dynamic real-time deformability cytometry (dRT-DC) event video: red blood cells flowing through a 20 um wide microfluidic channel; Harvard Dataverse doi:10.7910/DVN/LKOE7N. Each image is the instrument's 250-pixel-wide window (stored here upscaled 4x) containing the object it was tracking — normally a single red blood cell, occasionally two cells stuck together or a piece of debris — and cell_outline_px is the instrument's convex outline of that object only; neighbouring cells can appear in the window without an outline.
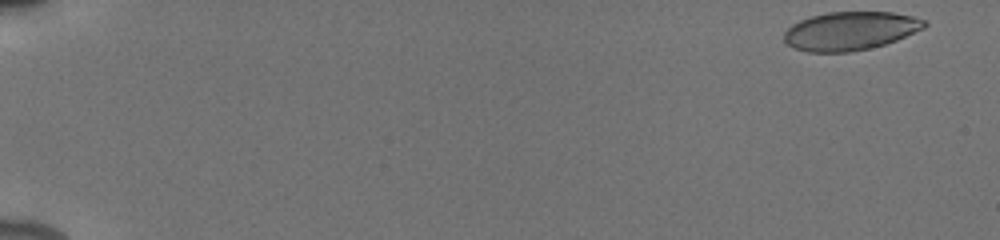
{"species": "human", "species_latin": "Homo sapiens", "temperature_condition": "cold", "stored_images_in_passage": 52, "camera_frame_rate_fps": 3000, "um_per_image_px": 0.085, "donor": {"sex": "male"}, "frame": {"image": 1, "passage_image": 1, "time_ms": 0.0, "image_size_px": [1000, 240], "cell_outline_px": [[928, 24], [924, 28], [896, 40], [884, 44], [868, 48], [848, 52], [808, 52], [792, 48], [784, 40], [784, 32], [792, 24], [800, 20], [812, 16], [828, 12], [892, 12], [912, 16], [928, 20]], "centroid_in_image_um": [72.27, 2.62], "position_along_channel_um": 12.7, "area_um2": 31.44}}
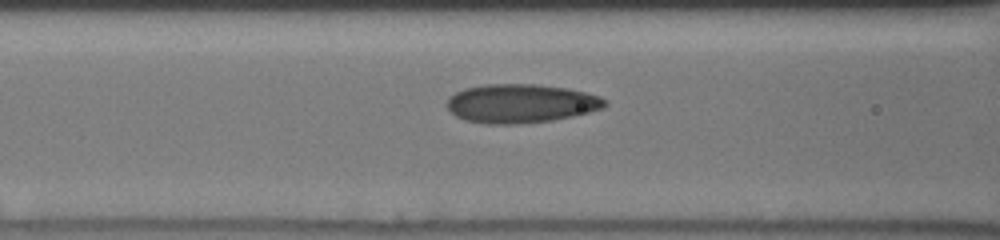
{"frame": {"image": 2, "passage_image": 23, "time_ms": 7.333, "image_size_px": [1000, 240], "cell_outline_px": [[608, 104], [604, 108], [572, 116], [552, 120], [516, 124], [488, 124], [464, 120], [456, 116], [448, 108], [448, 96], [464, 88], [484, 84], [536, 84], [568, 88], [600, 96]], "centroid_in_image_um": [44.26, 8.79], "position_along_channel_um": 122.3, "area_um2": 35.72}}
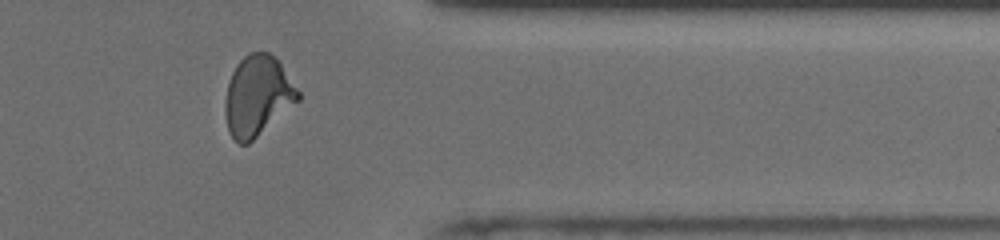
{"frame": {"image": 3, "passage_image": 44, "time_ms": 14.333, "image_size_px": [1000, 240], "cell_outline_px": [[300, 100], [248, 144], [240, 144], [232, 136], [228, 128], [224, 112], [224, 100], [228, 84], [232, 72], [236, 64], [248, 52], [268, 52], [280, 64], [300, 92]], "centroid_in_image_um": [21.88, 8.15], "position_along_channel_um": 389.5, "area_um2": 33.81}, "authors_computed_cell_mechanics": {"area_um2": 33.5818, "velocity_mm_per_s": 3.9236, "shape_relaxation_time_tau1_ms": 8.2625, "shape_relaxation_time_tau2_ms": 1.2765, "deformation_change_tau1": 0.2219, "deformation_change_tau2": 0.071}}